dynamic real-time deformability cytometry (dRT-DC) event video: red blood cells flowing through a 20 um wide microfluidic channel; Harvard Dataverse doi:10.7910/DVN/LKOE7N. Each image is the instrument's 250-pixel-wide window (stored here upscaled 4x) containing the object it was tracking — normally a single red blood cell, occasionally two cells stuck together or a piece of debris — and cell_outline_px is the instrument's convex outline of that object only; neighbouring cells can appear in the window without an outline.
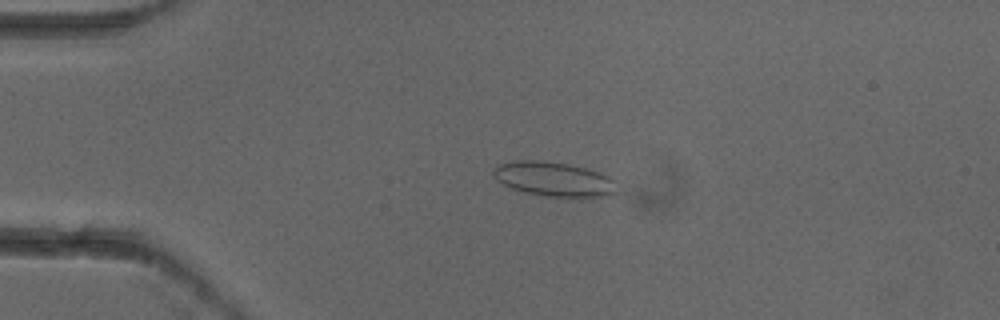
{"species": "common noctule bat (a hibernating species)", "species_latin": "Nyctalus noctula", "temperature_condition": "cold", "stored_images_in_passage": 5, "camera_frame_rate_fps": 3000, "um_per_image_px": 0.085, "animal": {"sex": "female"}, "frame": {"image": 1, "passage_image": 4, "time_ms": 1.0, "image_size_px": [1000, 320], "cell_outline_px": [[620, 192], [604, 196], [544, 196], [524, 192], [512, 188], [496, 180], [492, 176], [492, 172], [496, 164], [520, 160], [540, 160], [568, 164], [600, 172], [608, 176], [612, 180]], "centroid_in_image_um": [47.04, 15.21], "position_along_channel_um": 38.0, "area_um2": 24.68}}